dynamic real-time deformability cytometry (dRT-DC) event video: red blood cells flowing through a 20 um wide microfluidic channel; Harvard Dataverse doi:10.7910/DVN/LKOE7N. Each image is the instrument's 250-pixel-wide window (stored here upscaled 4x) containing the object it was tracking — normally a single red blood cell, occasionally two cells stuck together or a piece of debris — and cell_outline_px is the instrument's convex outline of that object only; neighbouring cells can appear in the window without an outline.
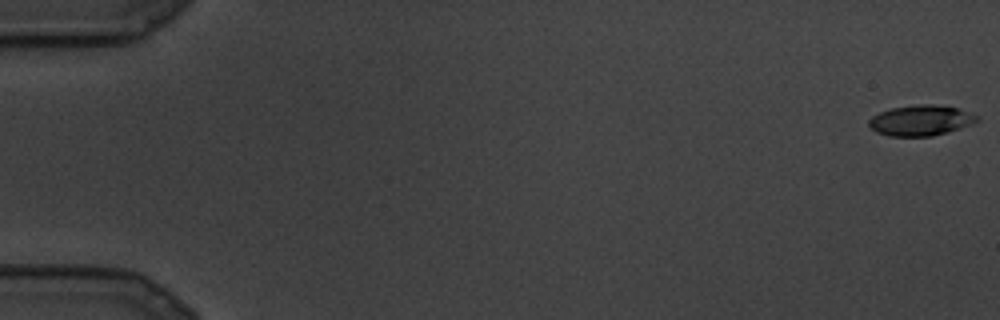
{"species": "common noctule bat (a hibernating species)", "species_latin": "Nyctalus noctula", "temperature_condition": "cold", "stored_images_in_passage": 6, "camera_frame_rate_fps": 3000, "um_per_image_px": 0.085, "animal": {"sex": "male", "body_mass_g": 19.5, "forearm_length_mm": 54.6}, "frame": {"image": 1, "passage_image": 1, "time_ms": 0.0, "image_size_px": [1000, 320], "cell_outline_px": [[980, 120], [960, 128], [932, 136], [888, 136], [876, 132], [868, 124], [868, 120], [872, 116], [880, 112], [892, 108], [920, 104], [932, 104], [960, 108], [980, 116]], "centroid_in_image_um": [78.28, 10.23], "position_along_channel_um": 6.7, "area_um2": 19.25}}